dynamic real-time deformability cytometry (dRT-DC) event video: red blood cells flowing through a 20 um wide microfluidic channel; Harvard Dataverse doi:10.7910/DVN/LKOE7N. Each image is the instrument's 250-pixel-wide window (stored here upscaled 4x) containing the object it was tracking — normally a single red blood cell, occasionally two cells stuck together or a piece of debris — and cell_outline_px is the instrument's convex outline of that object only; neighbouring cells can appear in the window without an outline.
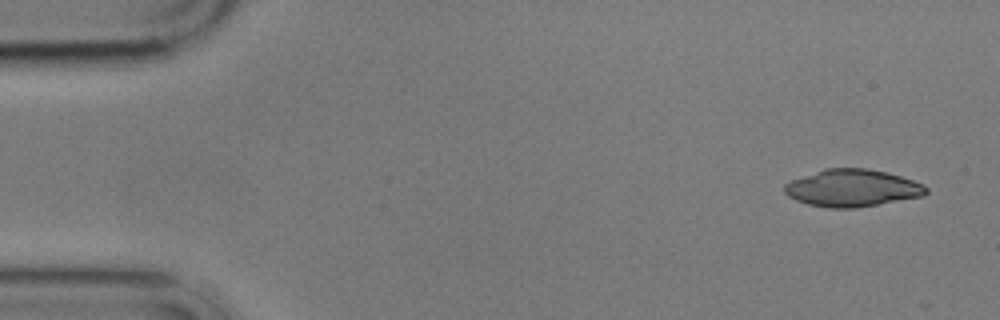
{"species": "common noctule bat (a hibernating species)", "species_latin": "Nyctalus noctula", "temperature_condition": "cold", "stored_images_in_passage": 6, "camera_frame_rate_fps": 3000, "um_per_image_px": 0.085, "animal": {"sex": "male", "body_mass_g": 17.9}, "frame": {"image": 1, "passage_image": 1, "time_ms": 0.0, "image_size_px": [1000, 320], "cell_outline_px": [[928, 192], [924, 196], [856, 208], [828, 208], [808, 204], [796, 200], [788, 196], [784, 192], [784, 184], [792, 180], [824, 168], [868, 168], [888, 172], [924, 184], [928, 188]], "centroid_in_image_um": [72.46, 15.98], "position_along_channel_um": 12.5, "area_um2": 30.87}}